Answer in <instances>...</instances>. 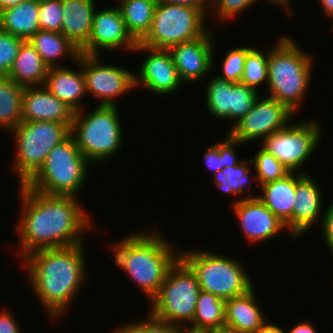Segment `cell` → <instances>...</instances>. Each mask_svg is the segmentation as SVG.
<instances>
[{
	"instance_id": "obj_1",
	"label": "cell",
	"mask_w": 333,
	"mask_h": 333,
	"mask_svg": "<svg viewBox=\"0 0 333 333\" xmlns=\"http://www.w3.org/2000/svg\"><path fill=\"white\" fill-rule=\"evenodd\" d=\"M18 189L22 202V216L16 227L20 240L18 256L23 259L37 250L85 243L81 235L94 226L77 197L48 196L24 184Z\"/></svg>"
},
{
	"instance_id": "obj_2",
	"label": "cell",
	"mask_w": 333,
	"mask_h": 333,
	"mask_svg": "<svg viewBox=\"0 0 333 333\" xmlns=\"http://www.w3.org/2000/svg\"><path fill=\"white\" fill-rule=\"evenodd\" d=\"M83 247L84 243L41 249L23 258L22 263L28 267L27 281L47 310L49 319L62 317L85 283L86 254Z\"/></svg>"
},
{
	"instance_id": "obj_3",
	"label": "cell",
	"mask_w": 333,
	"mask_h": 333,
	"mask_svg": "<svg viewBox=\"0 0 333 333\" xmlns=\"http://www.w3.org/2000/svg\"><path fill=\"white\" fill-rule=\"evenodd\" d=\"M156 229L137 231L110 247L115 265L140 287L148 301L157 294L168 270L180 257L179 250L176 252Z\"/></svg>"
},
{
	"instance_id": "obj_4",
	"label": "cell",
	"mask_w": 333,
	"mask_h": 333,
	"mask_svg": "<svg viewBox=\"0 0 333 333\" xmlns=\"http://www.w3.org/2000/svg\"><path fill=\"white\" fill-rule=\"evenodd\" d=\"M299 46L284 34L268 49V95L294 113L306 96L313 70L312 56Z\"/></svg>"
},
{
	"instance_id": "obj_5",
	"label": "cell",
	"mask_w": 333,
	"mask_h": 333,
	"mask_svg": "<svg viewBox=\"0 0 333 333\" xmlns=\"http://www.w3.org/2000/svg\"><path fill=\"white\" fill-rule=\"evenodd\" d=\"M89 164L70 134L51 149L43 165L24 185L48 196L77 197L87 181Z\"/></svg>"
},
{
	"instance_id": "obj_6",
	"label": "cell",
	"mask_w": 333,
	"mask_h": 333,
	"mask_svg": "<svg viewBox=\"0 0 333 333\" xmlns=\"http://www.w3.org/2000/svg\"><path fill=\"white\" fill-rule=\"evenodd\" d=\"M200 286L191 268L179 257L168 270L157 294L150 300V315L167 330L193 321Z\"/></svg>"
},
{
	"instance_id": "obj_7",
	"label": "cell",
	"mask_w": 333,
	"mask_h": 333,
	"mask_svg": "<svg viewBox=\"0 0 333 333\" xmlns=\"http://www.w3.org/2000/svg\"><path fill=\"white\" fill-rule=\"evenodd\" d=\"M118 113L117 105H98L85 115L84 109L74 113L70 134L91 164L108 161L122 147L124 136Z\"/></svg>"
},
{
	"instance_id": "obj_8",
	"label": "cell",
	"mask_w": 333,
	"mask_h": 333,
	"mask_svg": "<svg viewBox=\"0 0 333 333\" xmlns=\"http://www.w3.org/2000/svg\"><path fill=\"white\" fill-rule=\"evenodd\" d=\"M180 258L196 275L200 290L224 300L243 295L253 283L241 262L206 250H182Z\"/></svg>"
},
{
	"instance_id": "obj_9",
	"label": "cell",
	"mask_w": 333,
	"mask_h": 333,
	"mask_svg": "<svg viewBox=\"0 0 333 333\" xmlns=\"http://www.w3.org/2000/svg\"><path fill=\"white\" fill-rule=\"evenodd\" d=\"M9 132L16 142L12 167L18 185H23L40 169L51 149L70 135V127L55 121H22Z\"/></svg>"
},
{
	"instance_id": "obj_10",
	"label": "cell",
	"mask_w": 333,
	"mask_h": 333,
	"mask_svg": "<svg viewBox=\"0 0 333 333\" xmlns=\"http://www.w3.org/2000/svg\"><path fill=\"white\" fill-rule=\"evenodd\" d=\"M207 14L188 5H173L157 2L152 26L141 45L153 49H166L203 36Z\"/></svg>"
},
{
	"instance_id": "obj_11",
	"label": "cell",
	"mask_w": 333,
	"mask_h": 333,
	"mask_svg": "<svg viewBox=\"0 0 333 333\" xmlns=\"http://www.w3.org/2000/svg\"><path fill=\"white\" fill-rule=\"evenodd\" d=\"M319 124L315 120L289 123L266 137L260 146L275 156L290 172L299 170V173H305L300 168L308 162L322 139V126Z\"/></svg>"
},
{
	"instance_id": "obj_12",
	"label": "cell",
	"mask_w": 333,
	"mask_h": 333,
	"mask_svg": "<svg viewBox=\"0 0 333 333\" xmlns=\"http://www.w3.org/2000/svg\"><path fill=\"white\" fill-rule=\"evenodd\" d=\"M294 114L276 99L269 96L261 99L259 96L248 113L230 127L228 134L242 144L260 137L263 141L270 134L285 128Z\"/></svg>"
},
{
	"instance_id": "obj_13",
	"label": "cell",
	"mask_w": 333,
	"mask_h": 333,
	"mask_svg": "<svg viewBox=\"0 0 333 333\" xmlns=\"http://www.w3.org/2000/svg\"><path fill=\"white\" fill-rule=\"evenodd\" d=\"M101 62L99 55L82 54L86 94L97 97V100L100 99L98 105L115 106L117 104L113 99L131 92L132 89H137L134 85V72L121 66Z\"/></svg>"
},
{
	"instance_id": "obj_14",
	"label": "cell",
	"mask_w": 333,
	"mask_h": 333,
	"mask_svg": "<svg viewBox=\"0 0 333 333\" xmlns=\"http://www.w3.org/2000/svg\"><path fill=\"white\" fill-rule=\"evenodd\" d=\"M136 46L137 42L126 29L119 8L114 6L95 11L91 35L79 53L100 56V49L112 52L121 47L133 52Z\"/></svg>"
},
{
	"instance_id": "obj_15",
	"label": "cell",
	"mask_w": 333,
	"mask_h": 333,
	"mask_svg": "<svg viewBox=\"0 0 333 333\" xmlns=\"http://www.w3.org/2000/svg\"><path fill=\"white\" fill-rule=\"evenodd\" d=\"M134 51L146 52L148 55L138 67L139 73H134L135 87L140 85L154 94L170 95L183 84L168 50L153 49L137 43Z\"/></svg>"
},
{
	"instance_id": "obj_16",
	"label": "cell",
	"mask_w": 333,
	"mask_h": 333,
	"mask_svg": "<svg viewBox=\"0 0 333 333\" xmlns=\"http://www.w3.org/2000/svg\"><path fill=\"white\" fill-rule=\"evenodd\" d=\"M212 30L189 42L174 45L168 49L173 63L184 83H195L212 72L214 68Z\"/></svg>"
},
{
	"instance_id": "obj_17",
	"label": "cell",
	"mask_w": 333,
	"mask_h": 333,
	"mask_svg": "<svg viewBox=\"0 0 333 333\" xmlns=\"http://www.w3.org/2000/svg\"><path fill=\"white\" fill-rule=\"evenodd\" d=\"M241 230L250 243L266 242L286 226L258 198L236 199L232 203Z\"/></svg>"
},
{
	"instance_id": "obj_18",
	"label": "cell",
	"mask_w": 333,
	"mask_h": 333,
	"mask_svg": "<svg viewBox=\"0 0 333 333\" xmlns=\"http://www.w3.org/2000/svg\"><path fill=\"white\" fill-rule=\"evenodd\" d=\"M74 111L43 86H26L22 95V121H55L72 126Z\"/></svg>"
},
{
	"instance_id": "obj_19",
	"label": "cell",
	"mask_w": 333,
	"mask_h": 333,
	"mask_svg": "<svg viewBox=\"0 0 333 333\" xmlns=\"http://www.w3.org/2000/svg\"><path fill=\"white\" fill-rule=\"evenodd\" d=\"M310 176L307 172H296L295 201L292 209L293 238L309 231L323 211L321 188Z\"/></svg>"
},
{
	"instance_id": "obj_20",
	"label": "cell",
	"mask_w": 333,
	"mask_h": 333,
	"mask_svg": "<svg viewBox=\"0 0 333 333\" xmlns=\"http://www.w3.org/2000/svg\"><path fill=\"white\" fill-rule=\"evenodd\" d=\"M75 63H77L76 66L79 65L78 71L63 65L49 68L44 87L74 112H78L83 109L80 101L86 95L85 75L82 70V54L78 56Z\"/></svg>"
},
{
	"instance_id": "obj_21",
	"label": "cell",
	"mask_w": 333,
	"mask_h": 333,
	"mask_svg": "<svg viewBox=\"0 0 333 333\" xmlns=\"http://www.w3.org/2000/svg\"><path fill=\"white\" fill-rule=\"evenodd\" d=\"M95 0H62L61 33L79 50L87 43L93 25Z\"/></svg>"
},
{
	"instance_id": "obj_22",
	"label": "cell",
	"mask_w": 333,
	"mask_h": 333,
	"mask_svg": "<svg viewBox=\"0 0 333 333\" xmlns=\"http://www.w3.org/2000/svg\"><path fill=\"white\" fill-rule=\"evenodd\" d=\"M261 195L257 197L273 214H275L292 232V209L295 201L296 172L285 177L260 185Z\"/></svg>"
},
{
	"instance_id": "obj_23",
	"label": "cell",
	"mask_w": 333,
	"mask_h": 333,
	"mask_svg": "<svg viewBox=\"0 0 333 333\" xmlns=\"http://www.w3.org/2000/svg\"><path fill=\"white\" fill-rule=\"evenodd\" d=\"M254 289L225 300V325L240 333H254L266 322Z\"/></svg>"
},
{
	"instance_id": "obj_24",
	"label": "cell",
	"mask_w": 333,
	"mask_h": 333,
	"mask_svg": "<svg viewBox=\"0 0 333 333\" xmlns=\"http://www.w3.org/2000/svg\"><path fill=\"white\" fill-rule=\"evenodd\" d=\"M0 29L25 41L29 40L40 30L39 0H25L1 11Z\"/></svg>"
},
{
	"instance_id": "obj_25",
	"label": "cell",
	"mask_w": 333,
	"mask_h": 333,
	"mask_svg": "<svg viewBox=\"0 0 333 333\" xmlns=\"http://www.w3.org/2000/svg\"><path fill=\"white\" fill-rule=\"evenodd\" d=\"M49 67L30 41H24L8 74L22 86H43Z\"/></svg>"
},
{
	"instance_id": "obj_26",
	"label": "cell",
	"mask_w": 333,
	"mask_h": 333,
	"mask_svg": "<svg viewBox=\"0 0 333 333\" xmlns=\"http://www.w3.org/2000/svg\"><path fill=\"white\" fill-rule=\"evenodd\" d=\"M28 41L49 68L58 67L59 58L69 57L76 62L80 55L79 49L61 32L38 30Z\"/></svg>"
},
{
	"instance_id": "obj_27",
	"label": "cell",
	"mask_w": 333,
	"mask_h": 333,
	"mask_svg": "<svg viewBox=\"0 0 333 333\" xmlns=\"http://www.w3.org/2000/svg\"><path fill=\"white\" fill-rule=\"evenodd\" d=\"M158 0H121L117 7L132 38L140 43L149 33Z\"/></svg>"
},
{
	"instance_id": "obj_28",
	"label": "cell",
	"mask_w": 333,
	"mask_h": 333,
	"mask_svg": "<svg viewBox=\"0 0 333 333\" xmlns=\"http://www.w3.org/2000/svg\"><path fill=\"white\" fill-rule=\"evenodd\" d=\"M24 86L8 76H0V127L11 131L22 122Z\"/></svg>"
},
{
	"instance_id": "obj_29",
	"label": "cell",
	"mask_w": 333,
	"mask_h": 333,
	"mask_svg": "<svg viewBox=\"0 0 333 333\" xmlns=\"http://www.w3.org/2000/svg\"><path fill=\"white\" fill-rule=\"evenodd\" d=\"M251 166H253L251 159L248 161L246 159L236 166L224 167L222 170L212 174L213 182L216 185V188L218 187L225 194L227 193L235 195H238V193H241L242 195L247 189L249 195H246L245 199L257 198L258 196H252L251 192L249 191V186L251 184V179L249 176L251 171L250 168H252Z\"/></svg>"
},
{
	"instance_id": "obj_30",
	"label": "cell",
	"mask_w": 333,
	"mask_h": 333,
	"mask_svg": "<svg viewBox=\"0 0 333 333\" xmlns=\"http://www.w3.org/2000/svg\"><path fill=\"white\" fill-rule=\"evenodd\" d=\"M225 325V300L206 291H200L191 326L215 329Z\"/></svg>"
},
{
	"instance_id": "obj_31",
	"label": "cell",
	"mask_w": 333,
	"mask_h": 333,
	"mask_svg": "<svg viewBox=\"0 0 333 333\" xmlns=\"http://www.w3.org/2000/svg\"><path fill=\"white\" fill-rule=\"evenodd\" d=\"M232 82L212 77L205 89V104L207 111L213 117L230 120Z\"/></svg>"
},
{
	"instance_id": "obj_32",
	"label": "cell",
	"mask_w": 333,
	"mask_h": 333,
	"mask_svg": "<svg viewBox=\"0 0 333 333\" xmlns=\"http://www.w3.org/2000/svg\"><path fill=\"white\" fill-rule=\"evenodd\" d=\"M256 171L255 180L260 186L270 181L281 179L290 173L275 156L262 146L257 154L250 158Z\"/></svg>"
},
{
	"instance_id": "obj_33",
	"label": "cell",
	"mask_w": 333,
	"mask_h": 333,
	"mask_svg": "<svg viewBox=\"0 0 333 333\" xmlns=\"http://www.w3.org/2000/svg\"><path fill=\"white\" fill-rule=\"evenodd\" d=\"M265 82H268V51L264 53L253 47L247 54L241 83L259 91L258 86Z\"/></svg>"
},
{
	"instance_id": "obj_34",
	"label": "cell",
	"mask_w": 333,
	"mask_h": 333,
	"mask_svg": "<svg viewBox=\"0 0 333 333\" xmlns=\"http://www.w3.org/2000/svg\"><path fill=\"white\" fill-rule=\"evenodd\" d=\"M254 88L242 83H232L230 120L234 121L232 126L244 117L253 107L256 99L260 96Z\"/></svg>"
},
{
	"instance_id": "obj_35",
	"label": "cell",
	"mask_w": 333,
	"mask_h": 333,
	"mask_svg": "<svg viewBox=\"0 0 333 333\" xmlns=\"http://www.w3.org/2000/svg\"><path fill=\"white\" fill-rule=\"evenodd\" d=\"M253 48L250 46H242L238 48L231 49L227 51V54L222 60V76L219 75V78L226 80L227 82L232 83H241V78L243 76L244 64L247 57V54Z\"/></svg>"
},
{
	"instance_id": "obj_36",
	"label": "cell",
	"mask_w": 333,
	"mask_h": 333,
	"mask_svg": "<svg viewBox=\"0 0 333 333\" xmlns=\"http://www.w3.org/2000/svg\"><path fill=\"white\" fill-rule=\"evenodd\" d=\"M62 0H39L40 30L61 32Z\"/></svg>"
},
{
	"instance_id": "obj_37",
	"label": "cell",
	"mask_w": 333,
	"mask_h": 333,
	"mask_svg": "<svg viewBox=\"0 0 333 333\" xmlns=\"http://www.w3.org/2000/svg\"><path fill=\"white\" fill-rule=\"evenodd\" d=\"M24 41L0 29V76H8Z\"/></svg>"
},
{
	"instance_id": "obj_38",
	"label": "cell",
	"mask_w": 333,
	"mask_h": 333,
	"mask_svg": "<svg viewBox=\"0 0 333 333\" xmlns=\"http://www.w3.org/2000/svg\"><path fill=\"white\" fill-rule=\"evenodd\" d=\"M256 1L259 0H210V6H212L211 15L217 17L221 22L226 20H231L232 17L238 15V13L243 12L252 6ZM216 9V10H215ZM214 10V11H213Z\"/></svg>"
},
{
	"instance_id": "obj_39",
	"label": "cell",
	"mask_w": 333,
	"mask_h": 333,
	"mask_svg": "<svg viewBox=\"0 0 333 333\" xmlns=\"http://www.w3.org/2000/svg\"><path fill=\"white\" fill-rule=\"evenodd\" d=\"M167 329L154 317L148 314V317L135 323H124L114 333H165Z\"/></svg>"
},
{
	"instance_id": "obj_40",
	"label": "cell",
	"mask_w": 333,
	"mask_h": 333,
	"mask_svg": "<svg viewBox=\"0 0 333 333\" xmlns=\"http://www.w3.org/2000/svg\"><path fill=\"white\" fill-rule=\"evenodd\" d=\"M242 142L233 139L228 133L226 135V139L223 142H219V153L220 156H223V166L224 167H231L236 166L243 159H238L237 154H235L234 146L237 144H241ZM238 159V160H237Z\"/></svg>"
},
{
	"instance_id": "obj_41",
	"label": "cell",
	"mask_w": 333,
	"mask_h": 333,
	"mask_svg": "<svg viewBox=\"0 0 333 333\" xmlns=\"http://www.w3.org/2000/svg\"><path fill=\"white\" fill-rule=\"evenodd\" d=\"M321 233L325 240V244L331 254L333 255V202L328 206L326 212L324 211L323 217H321Z\"/></svg>"
},
{
	"instance_id": "obj_42",
	"label": "cell",
	"mask_w": 333,
	"mask_h": 333,
	"mask_svg": "<svg viewBox=\"0 0 333 333\" xmlns=\"http://www.w3.org/2000/svg\"><path fill=\"white\" fill-rule=\"evenodd\" d=\"M203 159L205 166L208 167V170L210 169L213 174L224 168L223 156H220L218 141L204 152Z\"/></svg>"
},
{
	"instance_id": "obj_43",
	"label": "cell",
	"mask_w": 333,
	"mask_h": 333,
	"mask_svg": "<svg viewBox=\"0 0 333 333\" xmlns=\"http://www.w3.org/2000/svg\"><path fill=\"white\" fill-rule=\"evenodd\" d=\"M8 310L0 311V333H22L17 321Z\"/></svg>"
},
{
	"instance_id": "obj_44",
	"label": "cell",
	"mask_w": 333,
	"mask_h": 333,
	"mask_svg": "<svg viewBox=\"0 0 333 333\" xmlns=\"http://www.w3.org/2000/svg\"><path fill=\"white\" fill-rule=\"evenodd\" d=\"M158 1L173 5L193 6L195 8L201 9L205 14L207 13L206 11L209 10V8H211L210 0H158Z\"/></svg>"
},
{
	"instance_id": "obj_45",
	"label": "cell",
	"mask_w": 333,
	"mask_h": 333,
	"mask_svg": "<svg viewBox=\"0 0 333 333\" xmlns=\"http://www.w3.org/2000/svg\"><path fill=\"white\" fill-rule=\"evenodd\" d=\"M312 325L313 324L304 321L296 324L288 332L286 331V333H317V329Z\"/></svg>"
},
{
	"instance_id": "obj_46",
	"label": "cell",
	"mask_w": 333,
	"mask_h": 333,
	"mask_svg": "<svg viewBox=\"0 0 333 333\" xmlns=\"http://www.w3.org/2000/svg\"><path fill=\"white\" fill-rule=\"evenodd\" d=\"M254 333H286L284 328H281L280 326L276 324H271L268 322H265L260 328H258Z\"/></svg>"
},
{
	"instance_id": "obj_47",
	"label": "cell",
	"mask_w": 333,
	"mask_h": 333,
	"mask_svg": "<svg viewBox=\"0 0 333 333\" xmlns=\"http://www.w3.org/2000/svg\"><path fill=\"white\" fill-rule=\"evenodd\" d=\"M175 333H211V329L198 328L189 325L179 326L173 330Z\"/></svg>"
},
{
	"instance_id": "obj_48",
	"label": "cell",
	"mask_w": 333,
	"mask_h": 333,
	"mask_svg": "<svg viewBox=\"0 0 333 333\" xmlns=\"http://www.w3.org/2000/svg\"><path fill=\"white\" fill-rule=\"evenodd\" d=\"M264 1H267V2H271V4H276V5H279L281 6L282 8H284L287 13L286 15L288 14L289 16L292 17V8L290 7L291 6V0H264Z\"/></svg>"
},
{
	"instance_id": "obj_49",
	"label": "cell",
	"mask_w": 333,
	"mask_h": 333,
	"mask_svg": "<svg viewBox=\"0 0 333 333\" xmlns=\"http://www.w3.org/2000/svg\"><path fill=\"white\" fill-rule=\"evenodd\" d=\"M325 16L333 18V0H319Z\"/></svg>"
},
{
	"instance_id": "obj_50",
	"label": "cell",
	"mask_w": 333,
	"mask_h": 333,
	"mask_svg": "<svg viewBox=\"0 0 333 333\" xmlns=\"http://www.w3.org/2000/svg\"><path fill=\"white\" fill-rule=\"evenodd\" d=\"M25 0H0V12L4 9L18 5Z\"/></svg>"
},
{
	"instance_id": "obj_51",
	"label": "cell",
	"mask_w": 333,
	"mask_h": 333,
	"mask_svg": "<svg viewBox=\"0 0 333 333\" xmlns=\"http://www.w3.org/2000/svg\"><path fill=\"white\" fill-rule=\"evenodd\" d=\"M211 333H240V332L235 330L234 328L224 325L215 329H211Z\"/></svg>"
},
{
	"instance_id": "obj_52",
	"label": "cell",
	"mask_w": 333,
	"mask_h": 333,
	"mask_svg": "<svg viewBox=\"0 0 333 333\" xmlns=\"http://www.w3.org/2000/svg\"><path fill=\"white\" fill-rule=\"evenodd\" d=\"M165 333H175L173 330H167Z\"/></svg>"
}]
</instances>
